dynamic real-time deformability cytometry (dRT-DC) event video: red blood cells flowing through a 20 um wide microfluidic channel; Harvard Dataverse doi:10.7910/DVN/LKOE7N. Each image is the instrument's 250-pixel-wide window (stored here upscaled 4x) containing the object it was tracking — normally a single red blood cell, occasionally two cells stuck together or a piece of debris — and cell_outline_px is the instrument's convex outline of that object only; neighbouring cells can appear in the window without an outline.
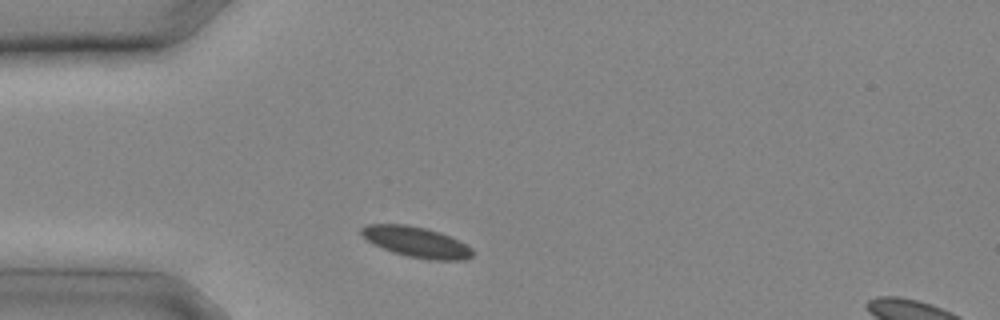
{"species": "common noctule bat (a hibernating species)", "species_latin": "Nyctalus noctula", "temperature_condition": "cold", "stored_images_in_passage": 7, "camera_frame_rate_fps": 3000, "um_per_image_px": 0.085, "animal": {"sex": "male", "body_mass_g": 20.4}, "frame": {"image": 1, "passage_image": 1, "time_ms": 0.0, "image_size_px": [1000, 320], "cell_outline_px": [[476, 252], [472, 256], [464, 260], [428, 260], [408, 256], [392, 252], [372, 244], [360, 232], [360, 228], [364, 224], [408, 224], [440, 232], [472, 248]], "centroid_in_image_um": [35.37, 20.57], "position_along_channel_um": 49.6, "area_um2": 19.83}}
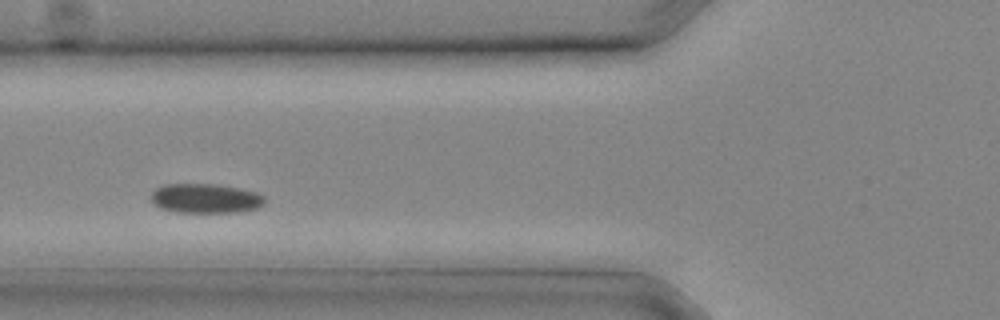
{"frame": {"image": 2, "passage_image": 4, "time_ms": 1.0, "image_size_px": [1000, 320], "cell_outline_px": [[264, 204], [256, 208], [240, 212], [176, 212], [160, 208], [152, 200], [152, 192], [156, 188], [164, 184], [216, 184], [256, 192], [264, 196]], "centroid_in_image_um": [17.46, 16.86], "position_along_channel_um": 108.3, "area_um2": 19.36}}
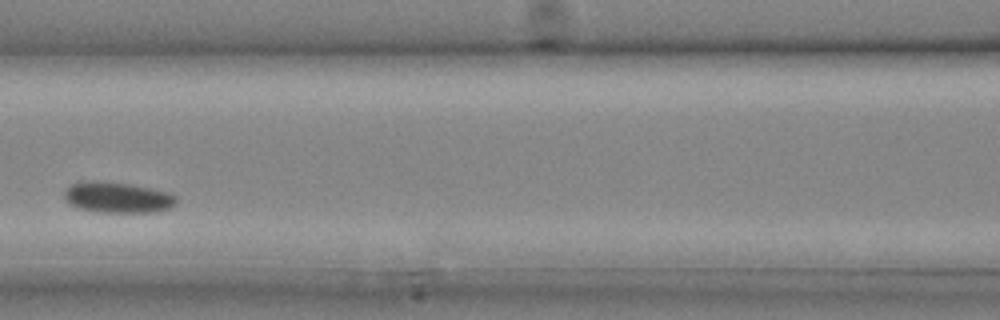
{"frame": {"image": 3, "passage_image": 6, "time_ms": 1.667, "image_size_px": [1000, 320], "cell_outline_px": [[176, 204], [172, 208], [156, 212], [92, 212], [76, 208], [68, 204], [64, 196], [64, 192], [72, 184], [84, 180], [100, 180], [132, 184], [172, 192], [176, 196]], "centroid_in_image_um": [10.0, 16.78], "position_along_channel_um": 156.6, "area_um2": 20.75}}